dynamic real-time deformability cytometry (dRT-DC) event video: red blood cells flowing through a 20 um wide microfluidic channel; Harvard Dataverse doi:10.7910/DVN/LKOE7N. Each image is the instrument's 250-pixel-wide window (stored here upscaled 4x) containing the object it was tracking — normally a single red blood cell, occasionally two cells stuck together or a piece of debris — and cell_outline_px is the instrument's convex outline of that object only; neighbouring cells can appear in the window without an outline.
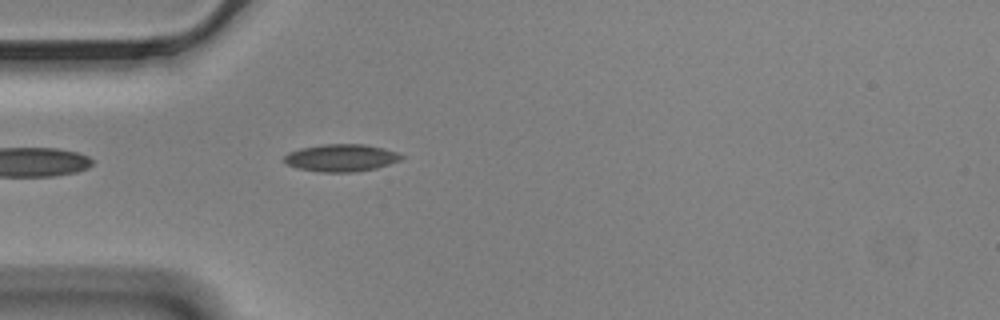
{"species": "Egyptian fruit bat (a non-hibernating species)", "species_latin": "Rousettus aegyptiacus", "temperature_condition": "cold", "stored_images_in_passage": 13, "camera_frame_rate_fps": 3000, "um_per_image_px": 0.085, "animal": {"sex": "male"}, "frame": {"image": 1, "passage_image": 1, "time_ms": 0.0, "image_size_px": [1000, 320], "cell_outline_px": [[404, 156], [400, 160], [376, 168], [356, 172], [324, 172], [296, 168], [280, 160], [288, 152], [300, 148], [324, 144], [364, 144], [384, 148], [396, 152]], "centroid_in_image_um": [28.96, 13.41], "position_along_channel_um": 56.0, "area_um2": 18.73}}
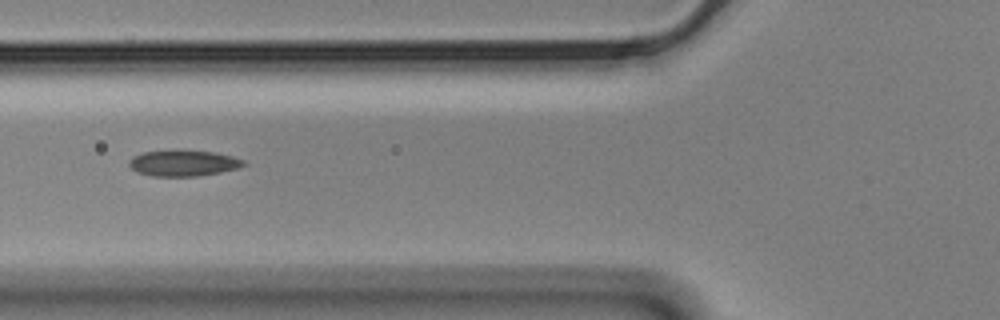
{"frame": {"image": 2, "passage_image": 6, "time_ms": 1.667, "image_size_px": [1000, 320], "cell_outline_px": [[248, 164], [240, 168], [220, 172], [196, 176], [152, 176], [136, 172], [128, 164], [128, 160], [132, 156], [144, 152], [176, 148], [180, 148], [216, 152], [232, 156], [244, 160]], "centroid_in_image_um": [15.59, 13.83], "position_along_channel_um": 110.2, "area_um2": 18.03}}